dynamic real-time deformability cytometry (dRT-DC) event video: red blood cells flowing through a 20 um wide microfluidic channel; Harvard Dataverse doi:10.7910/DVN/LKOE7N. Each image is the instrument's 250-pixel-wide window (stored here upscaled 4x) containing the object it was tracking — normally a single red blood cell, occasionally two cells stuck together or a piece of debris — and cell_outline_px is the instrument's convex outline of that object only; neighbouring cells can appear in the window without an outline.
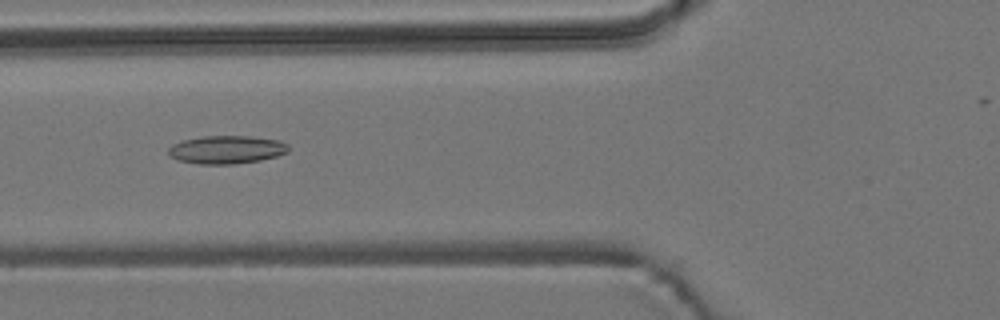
{"species": "common noctule bat (a hibernating species)", "species_latin": "Nyctalus noctula", "temperature_condition": "room temperature", "stored_images_in_passage": 39, "camera_frame_rate_fps": 3000, "um_per_image_px": 0.085, "animal": {"sex": "male", "body_mass_g": 19.2, "forearm_length_mm": 51.8}, "frame": {"image": 1, "passage_image": 10, "time_ms": 3.0, "image_size_px": [1000, 320], "cell_outline_px": [[288, 152], [276, 156], [260, 160], [232, 164], [196, 164], [176, 160], [168, 156], [168, 148], [172, 144], [180, 140], [204, 136], [248, 136], [280, 140], [288, 144]], "centroid_in_image_um": [19.2, 12.72], "position_along_channel_um": 106.6, "area_um2": 19.88}}
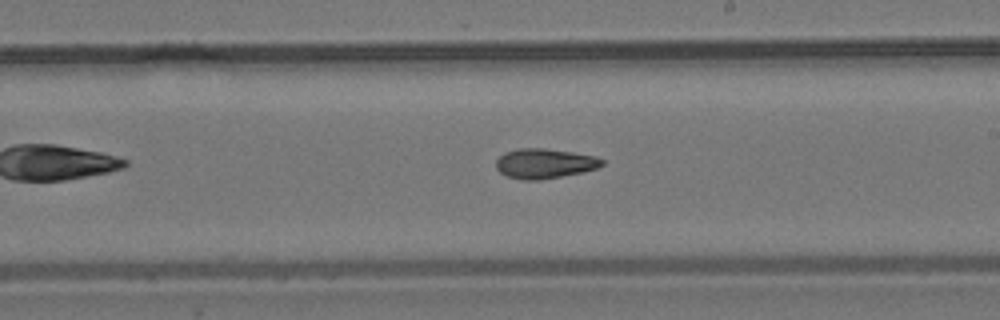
{"frame": {"image": 2, "passage_image": 21, "time_ms": 6.667, "image_size_px": [1000, 320], "cell_outline_px": [[604, 164], [596, 168], [584, 172], [540, 180], [520, 180], [508, 176], [500, 172], [496, 168], [496, 160], [504, 152], [520, 148], [544, 148], [572, 152], [596, 156], [604, 160]], "centroid_in_image_um": [46.29, 13.9], "position_along_channel_um": 242.7, "area_um2": 18.5}}
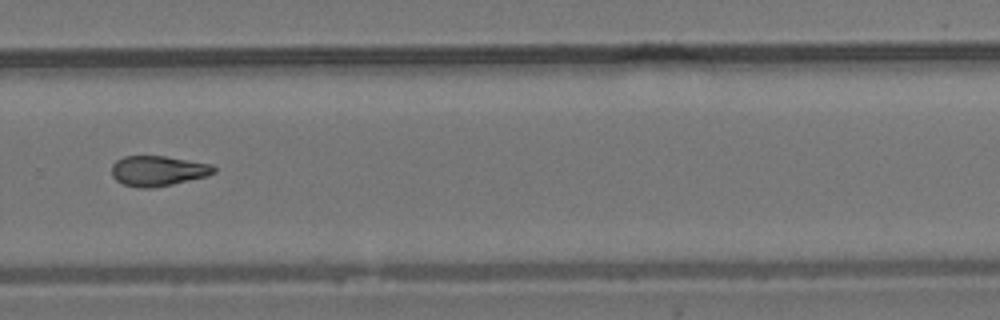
{"frame": {"image": 3, "passage_image": 27, "time_ms": 8.667, "image_size_px": [1000, 320], "cell_outline_px": [[216, 172], [208, 176], [172, 184], [152, 188], [136, 188], [124, 184], [116, 180], [112, 176], [112, 164], [116, 160], [124, 156], [164, 156], [212, 164], [216, 168]], "centroid_in_image_um": [13.43, 14.52], "position_along_channel_um": 316.4, "area_um2": 18.09}}